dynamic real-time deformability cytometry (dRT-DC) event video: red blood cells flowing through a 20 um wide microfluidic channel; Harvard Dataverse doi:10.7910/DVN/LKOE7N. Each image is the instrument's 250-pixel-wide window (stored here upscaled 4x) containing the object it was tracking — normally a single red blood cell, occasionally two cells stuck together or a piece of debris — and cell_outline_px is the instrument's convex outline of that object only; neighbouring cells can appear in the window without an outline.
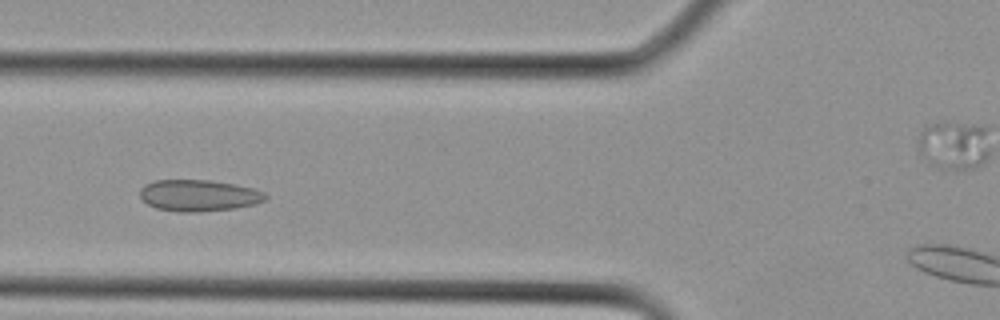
{"species": "Egyptian fruit bat (a non-hibernating species)", "species_latin": "Rousettus aegyptiacus", "temperature_condition": "cold", "stored_images_in_passage": 22, "camera_frame_rate_fps": 3000, "um_per_image_px": 0.085, "animal": {"sex": "female"}, "frame": {"image": 1, "passage_image": 6, "time_ms": 1.667, "image_size_px": [1000, 320], "cell_outline_px": [[268, 200], [256, 204], [236, 208], [196, 212], [180, 212], [156, 208], [148, 204], [140, 196], [140, 188], [144, 184], [152, 180], [212, 180], [236, 184], [252, 188], [264, 192], [268, 196]], "centroid_in_image_um": [16.92, 16.61], "position_along_channel_um": 108.9, "area_um2": 23.29}}
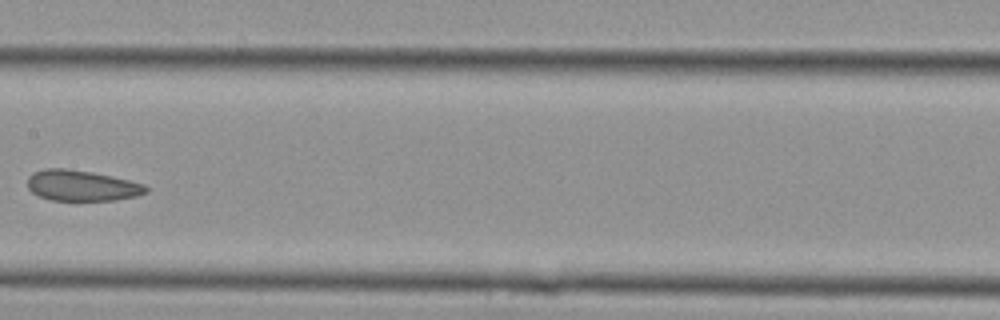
{"frame": {"image": 2, "passage_image": 10, "time_ms": 3.0, "image_size_px": [1000, 320], "cell_outline_px": [[148, 192], [136, 196], [116, 200], [52, 200], [40, 196], [32, 192], [28, 188], [28, 176], [32, 172], [48, 168], [64, 168], [92, 172], [112, 176], [144, 184], [148, 188]], "centroid_in_image_um": [6.95, 15.77], "position_along_channel_um": 200.5, "area_um2": 21.15}}
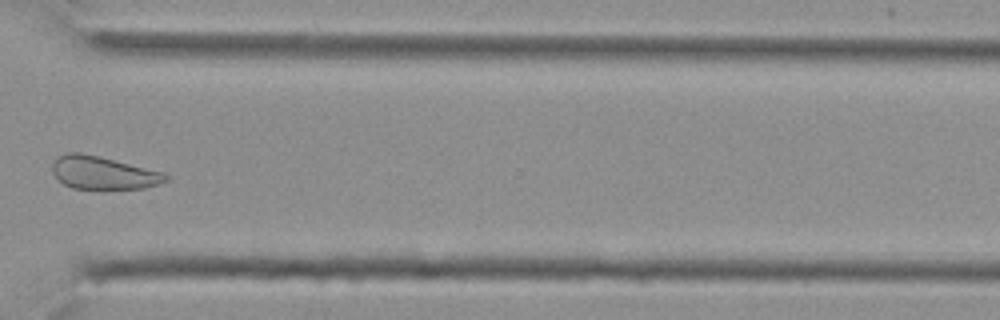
{"frame": {"image": 3, "passage_image": 17, "time_ms": 5.333, "image_size_px": [1000, 320], "cell_outline_px": [[168, 180], [144, 188], [72, 188], [64, 184], [52, 172], [52, 164], [60, 156], [68, 152], [80, 152], [100, 156], [164, 172], [168, 176]], "centroid_in_image_um": [8.77, 14.67], "position_along_channel_um": 361.8, "area_um2": 21.44}}